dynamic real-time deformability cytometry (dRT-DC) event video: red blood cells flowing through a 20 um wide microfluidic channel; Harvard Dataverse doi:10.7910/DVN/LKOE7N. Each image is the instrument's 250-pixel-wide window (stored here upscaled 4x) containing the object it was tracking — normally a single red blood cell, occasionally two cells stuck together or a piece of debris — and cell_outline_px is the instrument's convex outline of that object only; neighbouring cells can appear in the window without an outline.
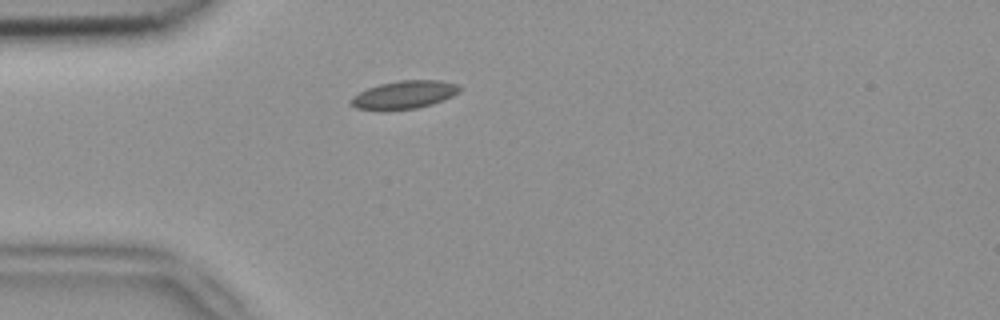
{"species": "common noctule bat (a hibernating species)", "species_latin": "Nyctalus noctula", "temperature_condition": "room temperature", "stored_images_in_passage": 3, "camera_frame_rate_fps": 3000, "um_per_image_px": 0.085, "animal": {"sex": "female", "body_mass_g": 18.4}, "frame": {"image": 1, "passage_image": 3, "time_ms": 0.667, "image_size_px": [1000, 320], "cell_outline_px": [[460, 92], [452, 96], [432, 104], [416, 108], [384, 112], [356, 108], [348, 100], [352, 96], [368, 88], [380, 84], [400, 80], [440, 80], [456, 84], [460, 88]], "centroid_in_image_um": [34.31, 8.08], "position_along_channel_um": 50.7, "area_um2": 17.98}}